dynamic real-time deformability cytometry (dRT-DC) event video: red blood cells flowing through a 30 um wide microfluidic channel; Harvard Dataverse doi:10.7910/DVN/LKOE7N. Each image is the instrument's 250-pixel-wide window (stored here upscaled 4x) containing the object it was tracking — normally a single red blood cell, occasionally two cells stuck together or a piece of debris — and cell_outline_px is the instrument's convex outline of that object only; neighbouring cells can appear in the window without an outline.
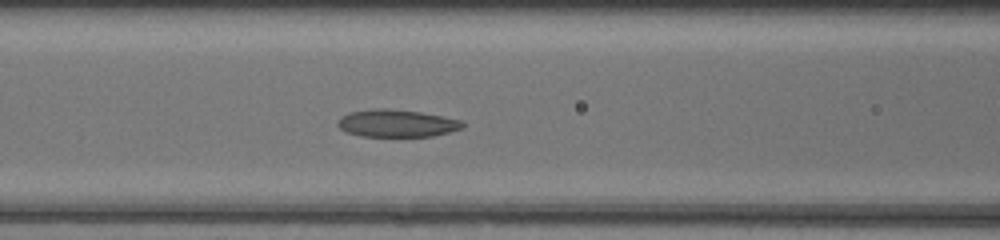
{"species": "common noctule bat (a hibernating species)", "species_latin": "Nyctalus noctula", "temperature_condition": "room temperature", "stored_images_in_passage": 32, "camera_frame_rate_fps": 3000, "um_per_image_px": 0.085, "animal": {"sex": "female", "body_mass_g": 20.0, "forearm_length_mm": 54.0}, "frame": {"image": 1, "passage_image": 10, "time_ms": 3.0, "image_size_px": [1000, 240], "cell_outline_px": [[464, 128], [432, 136], [360, 136], [348, 132], [340, 128], [336, 124], [336, 120], [340, 116], [348, 112], [372, 108], [388, 108], [420, 112], [464, 120]], "centroid_in_image_um": [33.7, 10.46], "position_along_channel_um": 132.9, "area_um2": 20.17}}
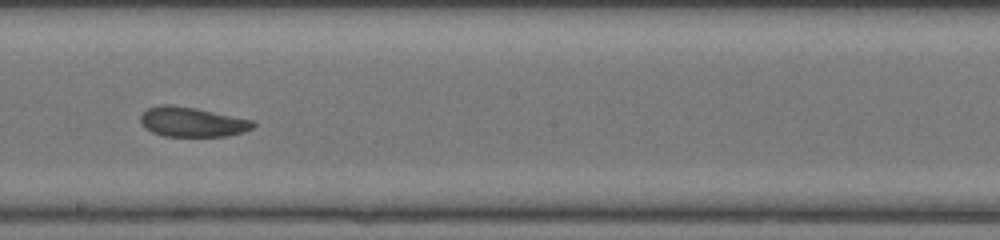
{"frame": {"image": 2, "passage_image": 17, "time_ms": 5.333, "image_size_px": [1000, 240], "cell_outline_px": [[256, 124], [252, 128], [240, 132], [224, 136], [164, 136], [152, 132], [144, 128], [140, 120], [140, 116], [148, 108], [160, 104], [172, 104], [196, 108], [252, 120]], "centroid_in_image_um": [16.28, 10.35], "position_along_channel_um": 231.9, "area_um2": 19.36}}
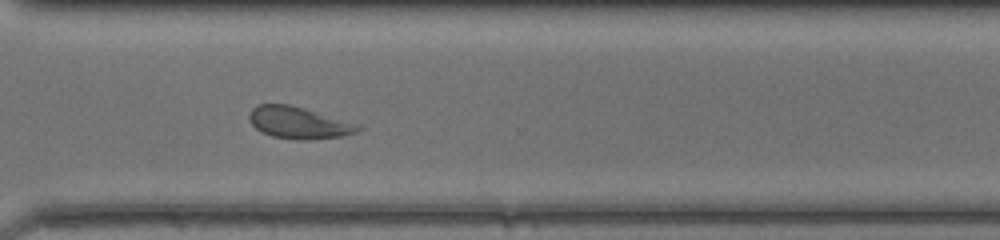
{"frame": {"image": 3, "passage_image": 25, "time_ms": 8.0, "image_size_px": [1000, 240], "cell_outline_px": [[364, 128], [356, 132], [340, 136], [308, 140], [300, 140], [272, 136], [260, 132], [252, 124], [248, 116], [252, 108], [256, 104], [288, 104], [304, 108], [360, 124]], "centroid_in_image_um": [25.39, 10.43], "position_along_channel_um": 345.2, "area_um2": 20.23}, "authors_computed_cell_mechanics": {"area_um2": 19.6231, "velocity_mm_per_s": 4.2618, "shape_relaxation_time_tau1_ms": null, "shape_relaxation_time_tau2_ms": 3.2092, "deformation_change_tau1": null, "deformation_change_tau2": 0.1081}}